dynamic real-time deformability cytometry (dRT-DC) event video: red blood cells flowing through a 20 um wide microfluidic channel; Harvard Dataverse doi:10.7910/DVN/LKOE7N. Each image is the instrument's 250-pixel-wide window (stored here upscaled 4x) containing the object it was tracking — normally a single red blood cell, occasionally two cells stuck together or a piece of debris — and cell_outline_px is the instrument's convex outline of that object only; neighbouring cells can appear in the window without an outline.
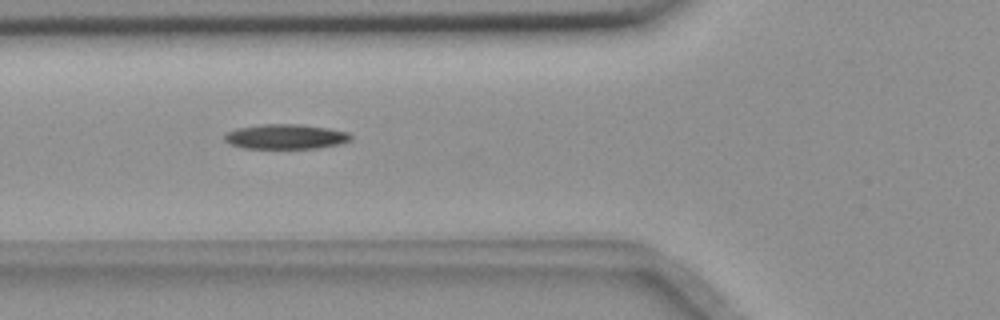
{"species": "common noctule bat (a hibernating species)", "species_latin": "Nyctalus noctula", "temperature_condition": "room temperature", "stored_images_in_passage": 37, "camera_frame_rate_fps": 3000, "um_per_image_px": 0.085, "animal": {"sex": "female", "body_mass_g": 18.4}, "frame": {"image": 1, "passage_image": 3, "time_ms": 0.667, "image_size_px": [1000, 320], "cell_outline_px": [[352, 140], [340, 144], [316, 148], [244, 148], [232, 144], [224, 140], [224, 136], [228, 132], [236, 128], [264, 124], [300, 124], [328, 128], [348, 132], [352, 136]], "centroid_in_image_um": [24.31, 11.61], "position_along_channel_um": 101.5, "area_um2": 18.21}}
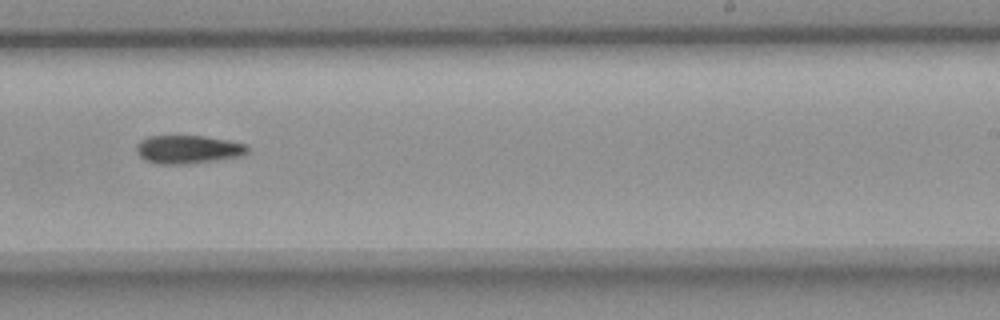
{"frame": {"image": 2, "passage_image": 17, "time_ms": 5.333, "image_size_px": [1000, 320], "cell_outline_px": [[248, 152], [240, 156], [180, 164], [160, 164], [144, 160], [136, 152], [136, 144], [140, 140], [148, 136], [204, 136], [228, 140], [248, 144]], "centroid_in_image_um": [15.95, 12.68], "position_along_channel_um": 273.1, "area_um2": 18.15}}
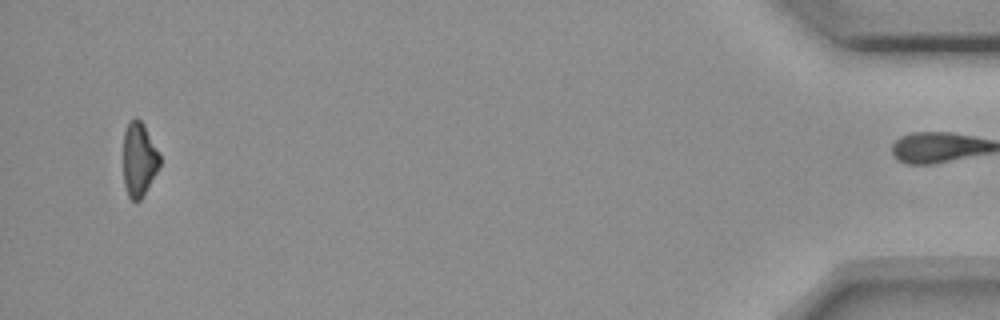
{"frame": {"image": 3, "passage_image": 36, "time_ms": 11.667, "image_size_px": [1000, 320], "cell_outline_px": [[160, 164], [156, 172], [140, 200], [136, 204], [128, 196], [124, 184], [124, 132], [128, 120], [136, 116], [144, 124], [160, 152]], "centroid_in_image_um": [11.82, 13.51], "position_along_channel_um": 423.4, "area_um2": 15.9}}